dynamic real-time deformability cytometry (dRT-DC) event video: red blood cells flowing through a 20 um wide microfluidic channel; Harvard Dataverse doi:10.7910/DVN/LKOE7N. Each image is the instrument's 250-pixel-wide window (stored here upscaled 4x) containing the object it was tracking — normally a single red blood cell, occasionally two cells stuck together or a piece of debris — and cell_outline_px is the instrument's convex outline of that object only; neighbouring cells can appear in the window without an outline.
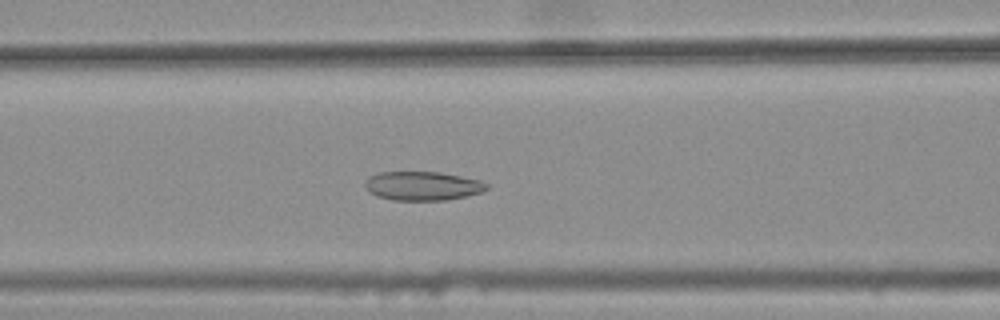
{"species": "common noctule bat (a hibernating species)", "species_latin": "Nyctalus noctula", "temperature_condition": "warm", "stored_images_in_passage": 44, "camera_frame_rate_fps": 3000, "um_per_image_px": 0.085, "animal": {"sex": "female", "body_mass_g": 25.1}, "frame": {"image": 1, "passage_image": 22, "time_ms": 7.0, "image_size_px": [1000, 320], "cell_outline_px": [[488, 188], [480, 192], [468, 196], [444, 200], [392, 200], [376, 196], [368, 192], [364, 184], [368, 176], [380, 172], [440, 172], [480, 180], [488, 184]], "centroid_in_image_um": [35.89, 15.8], "position_along_channel_um": 130.7, "area_um2": 20.58}}
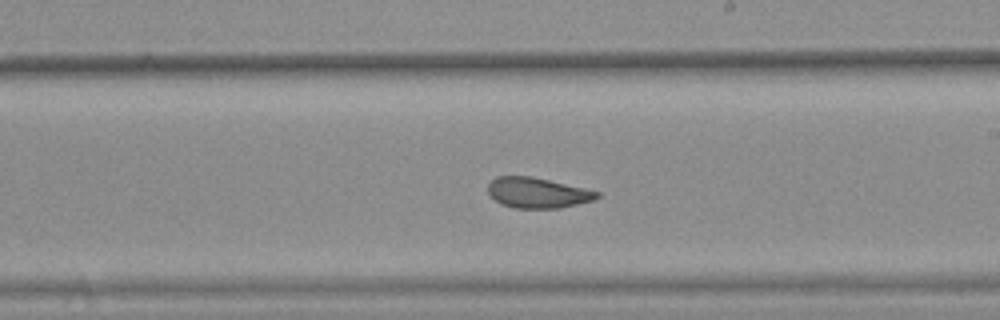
{"frame": {"image": 2, "passage_image": 31, "time_ms": 10.0, "image_size_px": [1000, 320], "cell_outline_px": [[600, 196], [592, 200], [560, 208], [516, 208], [500, 204], [488, 192], [488, 184], [496, 176], [532, 176], [584, 188], [600, 192]], "centroid_in_image_um": [45.67, 16.38], "position_along_channel_um": 243.3, "area_um2": 19.19}}
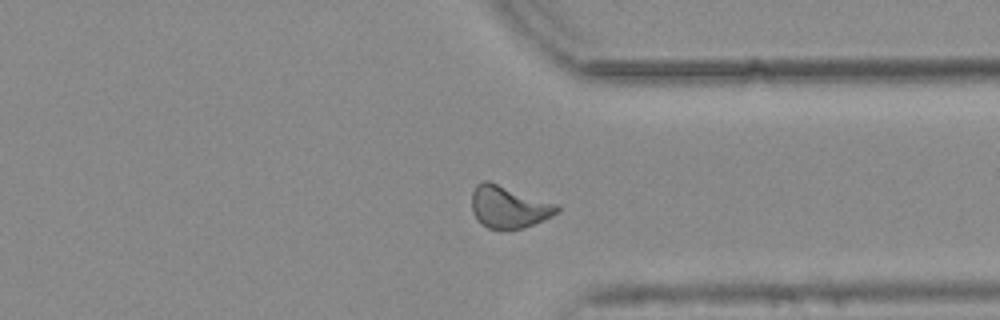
{"frame": {"image": 3, "passage_image": 41, "time_ms": 13.333, "image_size_px": [1000, 320], "cell_outline_px": [[560, 212], [544, 220], [524, 228], [488, 228], [480, 224], [472, 212], [472, 192], [476, 184], [484, 180], [488, 180], [556, 204], [560, 208]], "centroid_in_image_um": [43.23, 17.58], "position_along_channel_um": 368.2, "area_um2": 20.87}, "authors_computed_cell_mechanics": {"area_um2": 20.7213, "velocity_mm_per_s": 3.7655, "shape_relaxation_time_tau1_ms": null, "shape_relaxation_time_tau2_ms": 2.5777, "deformation_change_tau1": null, "deformation_change_tau2": 0.0829}}